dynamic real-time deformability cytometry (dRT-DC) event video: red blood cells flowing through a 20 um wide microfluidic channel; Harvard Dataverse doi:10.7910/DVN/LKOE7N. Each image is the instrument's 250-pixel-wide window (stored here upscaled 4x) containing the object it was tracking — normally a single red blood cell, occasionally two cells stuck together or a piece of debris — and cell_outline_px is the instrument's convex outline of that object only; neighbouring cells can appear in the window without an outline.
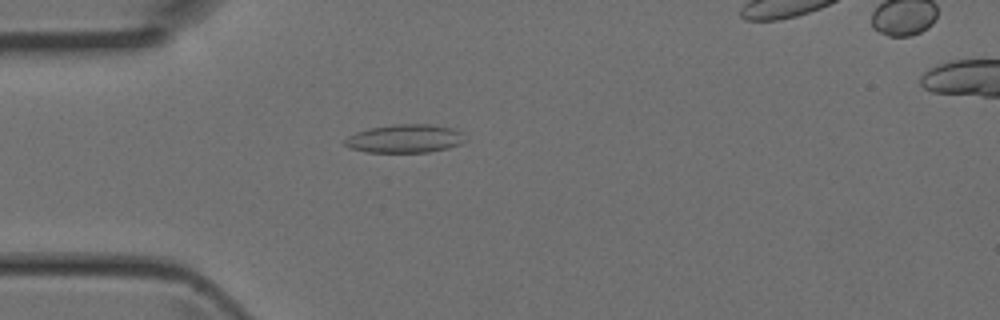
{"species": "Egyptian fruit bat (a non-hibernating species)", "species_latin": "Rousettus aegyptiacus", "temperature_condition": "room temperature", "stored_images_in_passage": 4, "camera_frame_rate_fps": 3000, "um_per_image_px": 0.085, "animal": {"sex": "female"}, "frame": {"image": 1, "passage_image": 3, "time_ms": 0.667, "image_size_px": [1000, 320], "cell_outline_px": [[468, 140], [460, 144], [448, 148], [428, 152], [368, 152], [352, 148], [344, 144], [344, 140], [348, 136], [356, 132], [368, 128], [392, 124], [432, 124], [452, 128], [464, 132]], "centroid_in_image_um": [34.48, 11.77], "position_along_channel_um": 50.5, "area_um2": 20.11}}